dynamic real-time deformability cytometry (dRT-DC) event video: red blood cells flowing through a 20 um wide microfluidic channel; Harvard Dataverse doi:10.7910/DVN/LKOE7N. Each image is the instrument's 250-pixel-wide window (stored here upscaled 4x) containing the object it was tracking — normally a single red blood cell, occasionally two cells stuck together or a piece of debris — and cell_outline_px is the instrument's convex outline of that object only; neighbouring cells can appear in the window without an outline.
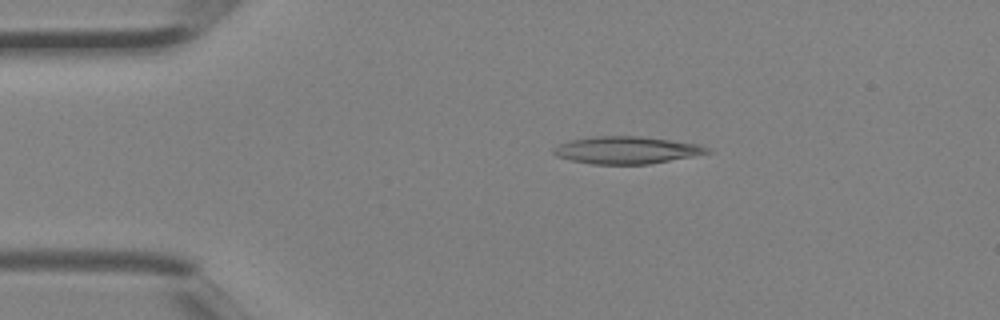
{"species": "Egyptian fruit bat (a non-hibernating species)", "species_latin": "Rousettus aegyptiacus", "temperature_condition": "room temperature", "stored_images_in_passage": 3, "camera_frame_rate_fps": 3000, "um_per_image_px": 0.085, "animal": {"sex": "female"}, "frame": {"image": 1, "passage_image": 2, "time_ms": 0.333, "image_size_px": [1000, 320], "cell_outline_px": [[712, 152], [648, 164], [592, 164], [572, 160], [556, 156], [552, 152], [552, 148], [560, 144], [572, 140], [596, 136], [640, 136], [696, 144], [708, 148]], "centroid_in_image_um": [53.2, 12.76], "position_along_channel_um": 31.8, "area_um2": 23.99}}